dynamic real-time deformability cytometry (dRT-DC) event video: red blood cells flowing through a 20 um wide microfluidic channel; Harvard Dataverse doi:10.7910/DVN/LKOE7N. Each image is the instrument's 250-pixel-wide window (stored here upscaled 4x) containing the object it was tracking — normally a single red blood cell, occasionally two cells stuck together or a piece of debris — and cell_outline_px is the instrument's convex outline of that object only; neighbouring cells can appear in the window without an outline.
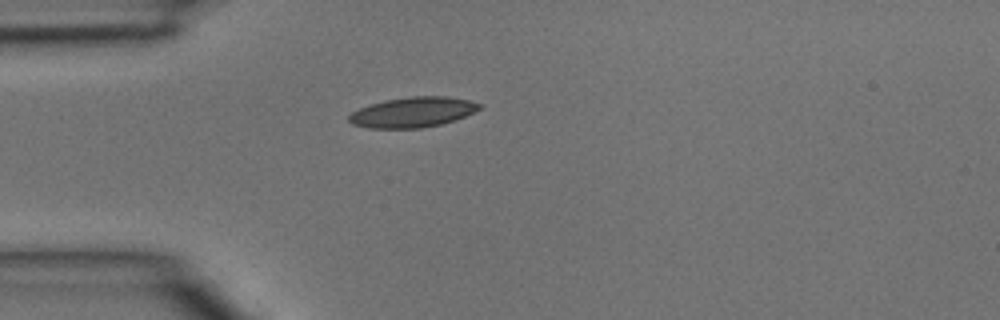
{"species": "common noctule bat (a hibernating species)", "species_latin": "Nyctalus noctula", "temperature_condition": "room temperature", "stored_images_in_passage": 1, "camera_frame_rate_fps": 3000, "um_per_image_px": 0.085, "animal": {"sex": "male", "body_mass_g": 15.6}, "frame": {"image": 1, "passage_image": 1, "time_ms": 0.0, "image_size_px": [1000, 320], "cell_outline_px": [[484, 104], [480, 108], [456, 120], [424, 128], [368, 128], [352, 124], [348, 120], [348, 116], [352, 112], [360, 108], [384, 100], [408, 96], [444, 96], [468, 100]], "centroid_in_image_um": [35.08, 9.54], "position_along_channel_um": 49.9, "area_um2": 22.95}}